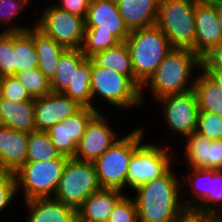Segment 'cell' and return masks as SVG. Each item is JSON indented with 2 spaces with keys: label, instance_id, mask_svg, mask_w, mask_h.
<instances>
[{
  "label": "cell",
  "instance_id": "40",
  "mask_svg": "<svg viewBox=\"0 0 222 222\" xmlns=\"http://www.w3.org/2000/svg\"><path fill=\"white\" fill-rule=\"evenodd\" d=\"M178 222H218L216 215L199 214L187 211Z\"/></svg>",
  "mask_w": 222,
  "mask_h": 222
},
{
  "label": "cell",
  "instance_id": "9",
  "mask_svg": "<svg viewBox=\"0 0 222 222\" xmlns=\"http://www.w3.org/2000/svg\"><path fill=\"white\" fill-rule=\"evenodd\" d=\"M69 157L38 162H26L15 172L17 194H23V201L54 197L63 169Z\"/></svg>",
  "mask_w": 222,
  "mask_h": 222
},
{
  "label": "cell",
  "instance_id": "39",
  "mask_svg": "<svg viewBox=\"0 0 222 222\" xmlns=\"http://www.w3.org/2000/svg\"><path fill=\"white\" fill-rule=\"evenodd\" d=\"M58 3L53 1L54 5L61 10L68 11L70 13L79 15L86 18L88 8L91 0H56Z\"/></svg>",
  "mask_w": 222,
  "mask_h": 222
},
{
  "label": "cell",
  "instance_id": "5",
  "mask_svg": "<svg viewBox=\"0 0 222 222\" xmlns=\"http://www.w3.org/2000/svg\"><path fill=\"white\" fill-rule=\"evenodd\" d=\"M90 88L92 108L98 112L103 111L96 106L98 104L95 100H101V103L105 102L117 111L143 108L140 89L127 76L109 68L97 66L93 61Z\"/></svg>",
  "mask_w": 222,
  "mask_h": 222
},
{
  "label": "cell",
  "instance_id": "44",
  "mask_svg": "<svg viewBox=\"0 0 222 222\" xmlns=\"http://www.w3.org/2000/svg\"><path fill=\"white\" fill-rule=\"evenodd\" d=\"M222 211L216 215L218 222H222Z\"/></svg>",
  "mask_w": 222,
  "mask_h": 222
},
{
  "label": "cell",
  "instance_id": "12",
  "mask_svg": "<svg viewBox=\"0 0 222 222\" xmlns=\"http://www.w3.org/2000/svg\"><path fill=\"white\" fill-rule=\"evenodd\" d=\"M42 9L41 16L36 18V28L47 37L52 38L56 43L65 49H81L84 33L85 18L61 10L54 3H47Z\"/></svg>",
  "mask_w": 222,
  "mask_h": 222
},
{
  "label": "cell",
  "instance_id": "42",
  "mask_svg": "<svg viewBox=\"0 0 222 222\" xmlns=\"http://www.w3.org/2000/svg\"><path fill=\"white\" fill-rule=\"evenodd\" d=\"M217 18L222 31V2H217Z\"/></svg>",
  "mask_w": 222,
  "mask_h": 222
},
{
  "label": "cell",
  "instance_id": "34",
  "mask_svg": "<svg viewBox=\"0 0 222 222\" xmlns=\"http://www.w3.org/2000/svg\"><path fill=\"white\" fill-rule=\"evenodd\" d=\"M15 75L13 32L0 31V78Z\"/></svg>",
  "mask_w": 222,
  "mask_h": 222
},
{
  "label": "cell",
  "instance_id": "21",
  "mask_svg": "<svg viewBox=\"0 0 222 222\" xmlns=\"http://www.w3.org/2000/svg\"><path fill=\"white\" fill-rule=\"evenodd\" d=\"M25 222H75L77 210L54 197L25 200Z\"/></svg>",
  "mask_w": 222,
  "mask_h": 222
},
{
  "label": "cell",
  "instance_id": "4",
  "mask_svg": "<svg viewBox=\"0 0 222 222\" xmlns=\"http://www.w3.org/2000/svg\"><path fill=\"white\" fill-rule=\"evenodd\" d=\"M145 127L135 128L122 134L97 160L93 162L102 189H116L125 192L128 165L135 149L145 140Z\"/></svg>",
  "mask_w": 222,
  "mask_h": 222
},
{
  "label": "cell",
  "instance_id": "20",
  "mask_svg": "<svg viewBox=\"0 0 222 222\" xmlns=\"http://www.w3.org/2000/svg\"><path fill=\"white\" fill-rule=\"evenodd\" d=\"M29 134L0 125V166L3 171L17 172L27 162Z\"/></svg>",
  "mask_w": 222,
  "mask_h": 222
},
{
  "label": "cell",
  "instance_id": "41",
  "mask_svg": "<svg viewBox=\"0 0 222 222\" xmlns=\"http://www.w3.org/2000/svg\"><path fill=\"white\" fill-rule=\"evenodd\" d=\"M222 89V69H201Z\"/></svg>",
  "mask_w": 222,
  "mask_h": 222
},
{
  "label": "cell",
  "instance_id": "15",
  "mask_svg": "<svg viewBox=\"0 0 222 222\" xmlns=\"http://www.w3.org/2000/svg\"><path fill=\"white\" fill-rule=\"evenodd\" d=\"M98 113L93 108L83 107L75 115L67 117L46 131L51 138L52 144L61 155L74 158L77 144L84 135L88 123Z\"/></svg>",
  "mask_w": 222,
  "mask_h": 222
},
{
  "label": "cell",
  "instance_id": "33",
  "mask_svg": "<svg viewBox=\"0 0 222 222\" xmlns=\"http://www.w3.org/2000/svg\"><path fill=\"white\" fill-rule=\"evenodd\" d=\"M195 132L209 140H222V116L209 111H199Z\"/></svg>",
  "mask_w": 222,
  "mask_h": 222
},
{
  "label": "cell",
  "instance_id": "19",
  "mask_svg": "<svg viewBox=\"0 0 222 222\" xmlns=\"http://www.w3.org/2000/svg\"><path fill=\"white\" fill-rule=\"evenodd\" d=\"M195 53L201 58L222 41V31L217 18V2L195 3Z\"/></svg>",
  "mask_w": 222,
  "mask_h": 222
},
{
  "label": "cell",
  "instance_id": "1",
  "mask_svg": "<svg viewBox=\"0 0 222 222\" xmlns=\"http://www.w3.org/2000/svg\"><path fill=\"white\" fill-rule=\"evenodd\" d=\"M171 166L160 177L133 190L139 222H178L187 212L181 199L182 178Z\"/></svg>",
  "mask_w": 222,
  "mask_h": 222
},
{
  "label": "cell",
  "instance_id": "26",
  "mask_svg": "<svg viewBox=\"0 0 222 222\" xmlns=\"http://www.w3.org/2000/svg\"><path fill=\"white\" fill-rule=\"evenodd\" d=\"M33 41L38 56V68L47 79L51 80L58 60L66 49L36 27H33Z\"/></svg>",
  "mask_w": 222,
  "mask_h": 222
},
{
  "label": "cell",
  "instance_id": "37",
  "mask_svg": "<svg viewBox=\"0 0 222 222\" xmlns=\"http://www.w3.org/2000/svg\"><path fill=\"white\" fill-rule=\"evenodd\" d=\"M17 194L16 178L12 172L3 171L0 174V214L10 209Z\"/></svg>",
  "mask_w": 222,
  "mask_h": 222
},
{
  "label": "cell",
  "instance_id": "28",
  "mask_svg": "<svg viewBox=\"0 0 222 222\" xmlns=\"http://www.w3.org/2000/svg\"><path fill=\"white\" fill-rule=\"evenodd\" d=\"M15 74L38 67V56L33 41V28L13 32Z\"/></svg>",
  "mask_w": 222,
  "mask_h": 222
},
{
  "label": "cell",
  "instance_id": "32",
  "mask_svg": "<svg viewBox=\"0 0 222 222\" xmlns=\"http://www.w3.org/2000/svg\"><path fill=\"white\" fill-rule=\"evenodd\" d=\"M120 42L121 41L111 32L85 30L81 50L87 58H90L95 53L116 46Z\"/></svg>",
  "mask_w": 222,
  "mask_h": 222
},
{
  "label": "cell",
  "instance_id": "24",
  "mask_svg": "<svg viewBox=\"0 0 222 222\" xmlns=\"http://www.w3.org/2000/svg\"><path fill=\"white\" fill-rule=\"evenodd\" d=\"M160 0H116L120 15L128 29L156 25Z\"/></svg>",
  "mask_w": 222,
  "mask_h": 222
},
{
  "label": "cell",
  "instance_id": "31",
  "mask_svg": "<svg viewBox=\"0 0 222 222\" xmlns=\"http://www.w3.org/2000/svg\"><path fill=\"white\" fill-rule=\"evenodd\" d=\"M14 76L33 99L43 97L52 92L50 80L44 76L38 67L16 73Z\"/></svg>",
  "mask_w": 222,
  "mask_h": 222
},
{
  "label": "cell",
  "instance_id": "22",
  "mask_svg": "<svg viewBox=\"0 0 222 222\" xmlns=\"http://www.w3.org/2000/svg\"><path fill=\"white\" fill-rule=\"evenodd\" d=\"M116 189H100L92 193L77 209L80 222H107L115 205L125 196Z\"/></svg>",
  "mask_w": 222,
  "mask_h": 222
},
{
  "label": "cell",
  "instance_id": "6",
  "mask_svg": "<svg viewBox=\"0 0 222 222\" xmlns=\"http://www.w3.org/2000/svg\"><path fill=\"white\" fill-rule=\"evenodd\" d=\"M135 77L143 84L172 49L157 25L130 31L126 39Z\"/></svg>",
  "mask_w": 222,
  "mask_h": 222
},
{
  "label": "cell",
  "instance_id": "27",
  "mask_svg": "<svg viewBox=\"0 0 222 222\" xmlns=\"http://www.w3.org/2000/svg\"><path fill=\"white\" fill-rule=\"evenodd\" d=\"M193 91L199 111H209L222 116V89L202 70L197 72Z\"/></svg>",
  "mask_w": 222,
  "mask_h": 222
},
{
  "label": "cell",
  "instance_id": "29",
  "mask_svg": "<svg viewBox=\"0 0 222 222\" xmlns=\"http://www.w3.org/2000/svg\"><path fill=\"white\" fill-rule=\"evenodd\" d=\"M61 153L52 144L51 138L45 131L29 133L27 145V162H38L59 158Z\"/></svg>",
  "mask_w": 222,
  "mask_h": 222
},
{
  "label": "cell",
  "instance_id": "25",
  "mask_svg": "<svg viewBox=\"0 0 222 222\" xmlns=\"http://www.w3.org/2000/svg\"><path fill=\"white\" fill-rule=\"evenodd\" d=\"M90 59L100 67H106L117 73L127 76L139 89L142 83L135 77L126 42L95 53Z\"/></svg>",
  "mask_w": 222,
  "mask_h": 222
},
{
  "label": "cell",
  "instance_id": "8",
  "mask_svg": "<svg viewBox=\"0 0 222 222\" xmlns=\"http://www.w3.org/2000/svg\"><path fill=\"white\" fill-rule=\"evenodd\" d=\"M198 0H160L156 25L172 48L195 53V3Z\"/></svg>",
  "mask_w": 222,
  "mask_h": 222
},
{
  "label": "cell",
  "instance_id": "11",
  "mask_svg": "<svg viewBox=\"0 0 222 222\" xmlns=\"http://www.w3.org/2000/svg\"><path fill=\"white\" fill-rule=\"evenodd\" d=\"M158 144L146 140L135 149L128 165L126 189L133 191L139 185L160 177L173 166L175 162L171 148Z\"/></svg>",
  "mask_w": 222,
  "mask_h": 222
},
{
  "label": "cell",
  "instance_id": "35",
  "mask_svg": "<svg viewBox=\"0 0 222 222\" xmlns=\"http://www.w3.org/2000/svg\"><path fill=\"white\" fill-rule=\"evenodd\" d=\"M0 97L17 102L35 100L14 75L0 78Z\"/></svg>",
  "mask_w": 222,
  "mask_h": 222
},
{
  "label": "cell",
  "instance_id": "3",
  "mask_svg": "<svg viewBox=\"0 0 222 222\" xmlns=\"http://www.w3.org/2000/svg\"><path fill=\"white\" fill-rule=\"evenodd\" d=\"M92 60L81 49H66L60 56L53 78V93H63L83 107L92 108L91 96Z\"/></svg>",
  "mask_w": 222,
  "mask_h": 222
},
{
  "label": "cell",
  "instance_id": "13",
  "mask_svg": "<svg viewBox=\"0 0 222 222\" xmlns=\"http://www.w3.org/2000/svg\"><path fill=\"white\" fill-rule=\"evenodd\" d=\"M155 103L162 109L161 118L167 126L168 135L174 134L184 140L195 132L199 108L193 90L162 97Z\"/></svg>",
  "mask_w": 222,
  "mask_h": 222
},
{
  "label": "cell",
  "instance_id": "10",
  "mask_svg": "<svg viewBox=\"0 0 222 222\" xmlns=\"http://www.w3.org/2000/svg\"><path fill=\"white\" fill-rule=\"evenodd\" d=\"M100 189L95 165L69 158L54 198L77 210L92 193Z\"/></svg>",
  "mask_w": 222,
  "mask_h": 222
},
{
  "label": "cell",
  "instance_id": "14",
  "mask_svg": "<svg viewBox=\"0 0 222 222\" xmlns=\"http://www.w3.org/2000/svg\"><path fill=\"white\" fill-rule=\"evenodd\" d=\"M109 120L111 119L107 115L99 112L88 123L84 135L77 144L74 159L93 163L120 139L119 133L111 128Z\"/></svg>",
  "mask_w": 222,
  "mask_h": 222
},
{
  "label": "cell",
  "instance_id": "16",
  "mask_svg": "<svg viewBox=\"0 0 222 222\" xmlns=\"http://www.w3.org/2000/svg\"><path fill=\"white\" fill-rule=\"evenodd\" d=\"M83 108L76 100L63 93H49L35 99L36 131H47Z\"/></svg>",
  "mask_w": 222,
  "mask_h": 222
},
{
  "label": "cell",
  "instance_id": "38",
  "mask_svg": "<svg viewBox=\"0 0 222 222\" xmlns=\"http://www.w3.org/2000/svg\"><path fill=\"white\" fill-rule=\"evenodd\" d=\"M200 62V69H222V41L206 52Z\"/></svg>",
  "mask_w": 222,
  "mask_h": 222
},
{
  "label": "cell",
  "instance_id": "36",
  "mask_svg": "<svg viewBox=\"0 0 222 222\" xmlns=\"http://www.w3.org/2000/svg\"><path fill=\"white\" fill-rule=\"evenodd\" d=\"M107 222H139L137 206L133 196L127 194L115 205Z\"/></svg>",
  "mask_w": 222,
  "mask_h": 222
},
{
  "label": "cell",
  "instance_id": "23",
  "mask_svg": "<svg viewBox=\"0 0 222 222\" xmlns=\"http://www.w3.org/2000/svg\"><path fill=\"white\" fill-rule=\"evenodd\" d=\"M0 125L28 134L36 131L35 100L17 102L0 97Z\"/></svg>",
  "mask_w": 222,
  "mask_h": 222
},
{
  "label": "cell",
  "instance_id": "43",
  "mask_svg": "<svg viewBox=\"0 0 222 222\" xmlns=\"http://www.w3.org/2000/svg\"><path fill=\"white\" fill-rule=\"evenodd\" d=\"M198 1H201V2H212V3L222 2V0H198Z\"/></svg>",
  "mask_w": 222,
  "mask_h": 222
},
{
  "label": "cell",
  "instance_id": "17",
  "mask_svg": "<svg viewBox=\"0 0 222 222\" xmlns=\"http://www.w3.org/2000/svg\"><path fill=\"white\" fill-rule=\"evenodd\" d=\"M85 30L111 32L121 42L126 41L130 34L116 0H91L85 18Z\"/></svg>",
  "mask_w": 222,
  "mask_h": 222
},
{
  "label": "cell",
  "instance_id": "7",
  "mask_svg": "<svg viewBox=\"0 0 222 222\" xmlns=\"http://www.w3.org/2000/svg\"><path fill=\"white\" fill-rule=\"evenodd\" d=\"M182 178V195L183 191H188L187 194L190 195L189 199L187 197L182 201L187 211L207 215H217L221 212L222 170L186 168V175Z\"/></svg>",
  "mask_w": 222,
  "mask_h": 222
},
{
  "label": "cell",
  "instance_id": "18",
  "mask_svg": "<svg viewBox=\"0 0 222 222\" xmlns=\"http://www.w3.org/2000/svg\"><path fill=\"white\" fill-rule=\"evenodd\" d=\"M183 141L186 144L182 162L189 168L222 170V140H209L193 132Z\"/></svg>",
  "mask_w": 222,
  "mask_h": 222
},
{
  "label": "cell",
  "instance_id": "30",
  "mask_svg": "<svg viewBox=\"0 0 222 222\" xmlns=\"http://www.w3.org/2000/svg\"><path fill=\"white\" fill-rule=\"evenodd\" d=\"M30 3L32 4L30 0H0V30L3 28L5 32H22L36 27V23H33V26L31 24H26V26L18 25V22L14 24L13 21L20 16L22 11H28L26 8L31 6Z\"/></svg>",
  "mask_w": 222,
  "mask_h": 222
},
{
  "label": "cell",
  "instance_id": "2",
  "mask_svg": "<svg viewBox=\"0 0 222 222\" xmlns=\"http://www.w3.org/2000/svg\"><path fill=\"white\" fill-rule=\"evenodd\" d=\"M200 68V57L192 50L172 48L142 84L140 88L142 105L146 103L145 90V93L149 91L154 102L168 95L193 90L196 72L201 70Z\"/></svg>",
  "mask_w": 222,
  "mask_h": 222
}]
</instances>
